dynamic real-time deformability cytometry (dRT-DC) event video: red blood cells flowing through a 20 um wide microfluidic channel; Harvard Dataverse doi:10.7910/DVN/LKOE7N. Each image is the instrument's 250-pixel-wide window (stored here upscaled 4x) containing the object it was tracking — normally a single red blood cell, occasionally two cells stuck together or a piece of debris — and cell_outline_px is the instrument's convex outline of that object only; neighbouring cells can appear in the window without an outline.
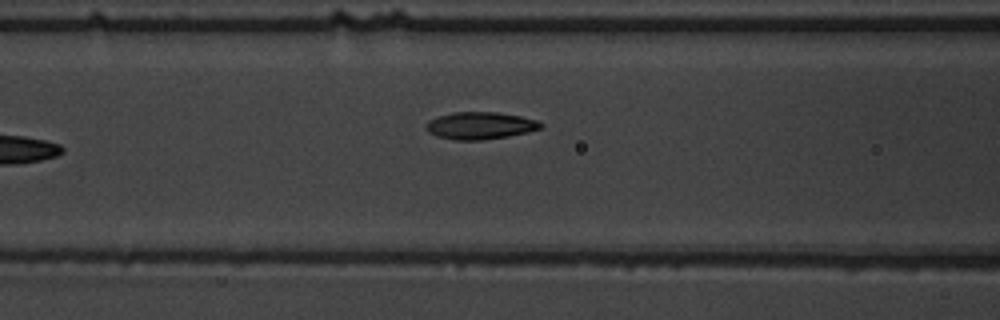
{"species": "common noctule bat (a hibernating species)", "species_latin": "Nyctalus noctula", "temperature_condition": "warm", "stored_images_in_passage": 7, "camera_frame_rate_fps": 3000, "um_per_image_px": 0.085, "animal": {"sex": "male", "body_mass_g": 19.5, "forearm_length_mm": 54.6}, "frame": {"image": 1, "passage_image": 7, "time_ms": 7.0, "image_size_px": [1000, 320], "cell_outline_px": [[544, 128], [528, 132], [508, 136], [480, 140], [456, 140], [436, 136], [428, 132], [424, 128], [424, 124], [428, 120], [452, 112], [496, 112], [520, 116], [536, 120], [544, 124]], "centroid_in_image_um": [40.8, 10.68], "position_along_channel_um": 125.8, "area_um2": 18.32}}